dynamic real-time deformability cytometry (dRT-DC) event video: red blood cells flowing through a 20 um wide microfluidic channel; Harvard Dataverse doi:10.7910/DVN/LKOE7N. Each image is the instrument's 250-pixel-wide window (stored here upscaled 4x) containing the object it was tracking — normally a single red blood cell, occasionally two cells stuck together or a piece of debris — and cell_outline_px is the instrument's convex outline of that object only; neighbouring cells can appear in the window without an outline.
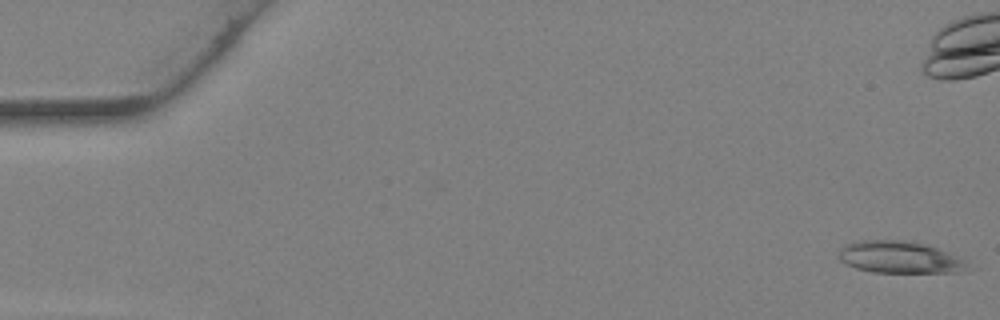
{"species": "Egyptian fruit bat (a non-hibernating species)", "species_latin": "Rousettus aegyptiacus", "temperature_condition": "warm", "stored_images_in_passage": 39, "camera_frame_rate_fps": 3000, "um_per_image_px": 0.085, "animal": {"sex": "female"}, "frame": {"image": 1, "passage_image": 1, "time_ms": 0.0, "image_size_px": [1000, 320], "cell_outline_px": [[972, 268], [964, 272], [872, 272], [856, 268], [844, 264], [836, 256], [840, 248], [844, 244], [860, 240], [912, 240], [948, 252], [968, 260]], "centroid_in_image_um": [76.49, 21.86], "position_along_channel_um": 8.5, "area_um2": 24.57}}
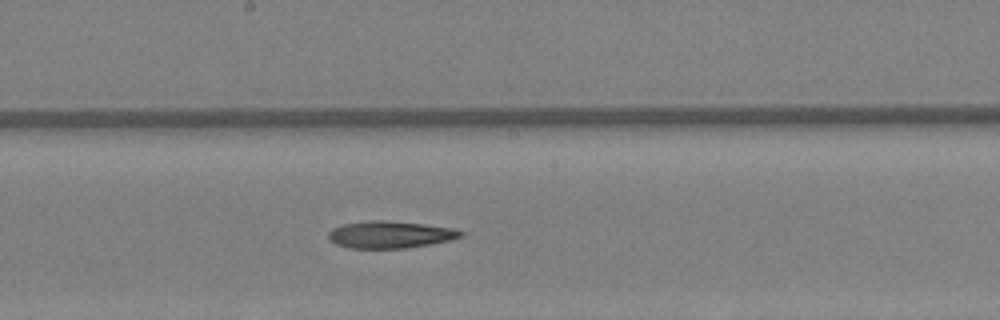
{"frame": {"image": 2, "passage_image": 21, "time_ms": 6.667, "image_size_px": [1000, 320], "cell_outline_px": [[464, 236], [452, 240], [404, 248], [352, 248], [336, 244], [328, 240], [328, 232], [332, 228], [344, 224], [368, 220], [384, 220], [424, 224], [452, 228], [464, 232]], "centroid_in_image_um": [33.15, 19.93], "position_along_channel_um": 215.0, "area_um2": 20.87}}
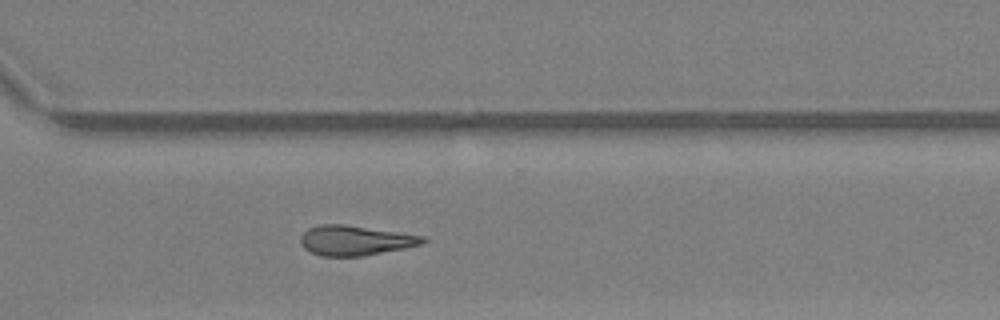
{"frame": {"image": 3, "passage_image": 28, "time_ms": 9.0, "image_size_px": [1000, 320], "cell_outline_px": [[428, 240], [420, 244], [404, 248], [364, 256], [320, 256], [304, 248], [300, 244], [300, 236], [308, 228], [320, 224], [344, 224], [424, 236]], "centroid_in_image_um": [30.15, 20.43], "position_along_channel_um": 340.4, "area_um2": 21.21}}